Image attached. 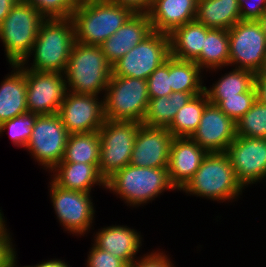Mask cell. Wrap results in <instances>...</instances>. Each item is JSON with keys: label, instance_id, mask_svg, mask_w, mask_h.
I'll return each instance as SVG.
<instances>
[{"label": "cell", "instance_id": "6da1fadb", "mask_svg": "<svg viewBox=\"0 0 266 267\" xmlns=\"http://www.w3.org/2000/svg\"><path fill=\"white\" fill-rule=\"evenodd\" d=\"M74 43L75 31L71 17L45 19L30 54L21 65L32 71L64 73ZM31 56L33 63L30 66L28 62Z\"/></svg>", "mask_w": 266, "mask_h": 267}, {"label": "cell", "instance_id": "7a4b0ae2", "mask_svg": "<svg viewBox=\"0 0 266 267\" xmlns=\"http://www.w3.org/2000/svg\"><path fill=\"white\" fill-rule=\"evenodd\" d=\"M134 14V12L106 0L78 2L72 14L75 41L100 46Z\"/></svg>", "mask_w": 266, "mask_h": 267}, {"label": "cell", "instance_id": "3957f363", "mask_svg": "<svg viewBox=\"0 0 266 267\" xmlns=\"http://www.w3.org/2000/svg\"><path fill=\"white\" fill-rule=\"evenodd\" d=\"M243 189L236 179L227 153L211 152L180 191L211 201L232 203L240 198Z\"/></svg>", "mask_w": 266, "mask_h": 267}, {"label": "cell", "instance_id": "277c9868", "mask_svg": "<svg viewBox=\"0 0 266 267\" xmlns=\"http://www.w3.org/2000/svg\"><path fill=\"white\" fill-rule=\"evenodd\" d=\"M105 189L131 207L143 206L164 191L176 190L170 182L167 168L137 167L132 164L109 177Z\"/></svg>", "mask_w": 266, "mask_h": 267}, {"label": "cell", "instance_id": "5b68a950", "mask_svg": "<svg viewBox=\"0 0 266 267\" xmlns=\"http://www.w3.org/2000/svg\"><path fill=\"white\" fill-rule=\"evenodd\" d=\"M112 65L100 46L75 41L64 76L69 92L99 96L105 94Z\"/></svg>", "mask_w": 266, "mask_h": 267}, {"label": "cell", "instance_id": "8992f818", "mask_svg": "<svg viewBox=\"0 0 266 267\" xmlns=\"http://www.w3.org/2000/svg\"><path fill=\"white\" fill-rule=\"evenodd\" d=\"M45 18L30 4L19 0L0 24V41L9 65L21 64L30 54Z\"/></svg>", "mask_w": 266, "mask_h": 267}, {"label": "cell", "instance_id": "52a82bcc", "mask_svg": "<svg viewBox=\"0 0 266 267\" xmlns=\"http://www.w3.org/2000/svg\"><path fill=\"white\" fill-rule=\"evenodd\" d=\"M102 97L105 119L142 123L150 100L147 80L111 75Z\"/></svg>", "mask_w": 266, "mask_h": 267}, {"label": "cell", "instance_id": "ba28073f", "mask_svg": "<svg viewBox=\"0 0 266 267\" xmlns=\"http://www.w3.org/2000/svg\"><path fill=\"white\" fill-rule=\"evenodd\" d=\"M140 122L105 119L99 129L100 160L98 170L107 180L116 171L130 164L131 153Z\"/></svg>", "mask_w": 266, "mask_h": 267}, {"label": "cell", "instance_id": "9c48e42d", "mask_svg": "<svg viewBox=\"0 0 266 267\" xmlns=\"http://www.w3.org/2000/svg\"><path fill=\"white\" fill-rule=\"evenodd\" d=\"M169 57V34L153 31L112 65V75L147 80Z\"/></svg>", "mask_w": 266, "mask_h": 267}, {"label": "cell", "instance_id": "30bf717a", "mask_svg": "<svg viewBox=\"0 0 266 267\" xmlns=\"http://www.w3.org/2000/svg\"><path fill=\"white\" fill-rule=\"evenodd\" d=\"M68 136L58 114L40 115L25 148L49 173L62 161Z\"/></svg>", "mask_w": 266, "mask_h": 267}, {"label": "cell", "instance_id": "8fae6325", "mask_svg": "<svg viewBox=\"0 0 266 267\" xmlns=\"http://www.w3.org/2000/svg\"><path fill=\"white\" fill-rule=\"evenodd\" d=\"M228 36L229 66L260 73L266 58V35L258 21H238L228 30Z\"/></svg>", "mask_w": 266, "mask_h": 267}, {"label": "cell", "instance_id": "7c38bea8", "mask_svg": "<svg viewBox=\"0 0 266 267\" xmlns=\"http://www.w3.org/2000/svg\"><path fill=\"white\" fill-rule=\"evenodd\" d=\"M49 182L50 198L58 222L67 233L86 235L94 223V203L90 193L59 187L52 179ZM87 232V233H86Z\"/></svg>", "mask_w": 266, "mask_h": 267}, {"label": "cell", "instance_id": "4fadbf2b", "mask_svg": "<svg viewBox=\"0 0 266 267\" xmlns=\"http://www.w3.org/2000/svg\"><path fill=\"white\" fill-rule=\"evenodd\" d=\"M17 65L25 73L28 112L38 116L57 114L68 92L64 73L32 71Z\"/></svg>", "mask_w": 266, "mask_h": 267}, {"label": "cell", "instance_id": "5bb4252c", "mask_svg": "<svg viewBox=\"0 0 266 267\" xmlns=\"http://www.w3.org/2000/svg\"><path fill=\"white\" fill-rule=\"evenodd\" d=\"M226 153L244 189L266 179V138L236 136Z\"/></svg>", "mask_w": 266, "mask_h": 267}, {"label": "cell", "instance_id": "9a60e30c", "mask_svg": "<svg viewBox=\"0 0 266 267\" xmlns=\"http://www.w3.org/2000/svg\"><path fill=\"white\" fill-rule=\"evenodd\" d=\"M67 92L58 115L69 134L96 132L105 122L104 99Z\"/></svg>", "mask_w": 266, "mask_h": 267}, {"label": "cell", "instance_id": "2e32d148", "mask_svg": "<svg viewBox=\"0 0 266 267\" xmlns=\"http://www.w3.org/2000/svg\"><path fill=\"white\" fill-rule=\"evenodd\" d=\"M173 139L167 128L141 123L135 137L130 164L137 167L168 168Z\"/></svg>", "mask_w": 266, "mask_h": 267}, {"label": "cell", "instance_id": "e0dca14e", "mask_svg": "<svg viewBox=\"0 0 266 267\" xmlns=\"http://www.w3.org/2000/svg\"><path fill=\"white\" fill-rule=\"evenodd\" d=\"M190 138L208 153L226 152L236 138V123L218 106L208 103Z\"/></svg>", "mask_w": 266, "mask_h": 267}, {"label": "cell", "instance_id": "ac0fdd59", "mask_svg": "<svg viewBox=\"0 0 266 267\" xmlns=\"http://www.w3.org/2000/svg\"><path fill=\"white\" fill-rule=\"evenodd\" d=\"M207 154L190 137H174L167 169L170 182L177 190L180 191L194 176Z\"/></svg>", "mask_w": 266, "mask_h": 267}, {"label": "cell", "instance_id": "d6986e66", "mask_svg": "<svg viewBox=\"0 0 266 267\" xmlns=\"http://www.w3.org/2000/svg\"><path fill=\"white\" fill-rule=\"evenodd\" d=\"M152 32L148 13H134L100 47L108 62L113 65Z\"/></svg>", "mask_w": 266, "mask_h": 267}, {"label": "cell", "instance_id": "ffe728a7", "mask_svg": "<svg viewBox=\"0 0 266 267\" xmlns=\"http://www.w3.org/2000/svg\"><path fill=\"white\" fill-rule=\"evenodd\" d=\"M93 244L108 251L119 259H122L128 266L136 260L137 253L142 246L141 232L124 225H112L98 229L94 234Z\"/></svg>", "mask_w": 266, "mask_h": 267}, {"label": "cell", "instance_id": "44dd1931", "mask_svg": "<svg viewBox=\"0 0 266 267\" xmlns=\"http://www.w3.org/2000/svg\"><path fill=\"white\" fill-rule=\"evenodd\" d=\"M198 0H154L149 19L153 31L170 34L175 28L194 21Z\"/></svg>", "mask_w": 266, "mask_h": 267}, {"label": "cell", "instance_id": "7402d4cb", "mask_svg": "<svg viewBox=\"0 0 266 267\" xmlns=\"http://www.w3.org/2000/svg\"><path fill=\"white\" fill-rule=\"evenodd\" d=\"M98 165L60 162L50 171L53 173L50 179L64 189L91 193V189L95 185L106 188V180L100 175Z\"/></svg>", "mask_w": 266, "mask_h": 267}, {"label": "cell", "instance_id": "603a6c76", "mask_svg": "<svg viewBox=\"0 0 266 267\" xmlns=\"http://www.w3.org/2000/svg\"><path fill=\"white\" fill-rule=\"evenodd\" d=\"M12 71L0 84V124L28 112L26 79L18 65H10Z\"/></svg>", "mask_w": 266, "mask_h": 267}, {"label": "cell", "instance_id": "cb8c5ba5", "mask_svg": "<svg viewBox=\"0 0 266 267\" xmlns=\"http://www.w3.org/2000/svg\"><path fill=\"white\" fill-rule=\"evenodd\" d=\"M211 28L196 20L175 28L170 34V56L195 61L202 52L205 36Z\"/></svg>", "mask_w": 266, "mask_h": 267}, {"label": "cell", "instance_id": "d4e9b609", "mask_svg": "<svg viewBox=\"0 0 266 267\" xmlns=\"http://www.w3.org/2000/svg\"><path fill=\"white\" fill-rule=\"evenodd\" d=\"M195 20L213 29L232 28L241 21L238 0H198Z\"/></svg>", "mask_w": 266, "mask_h": 267}, {"label": "cell", "instance_id": "484cf974", "mask_svg": "<svg viewBox=\"0 0 266 267\" xmlns=\"http://www.w3.org/2000/svg\"><path fill=\"white\" fill-rule=\"evenodd\" d=\"M229 56L228 30L211 28L205 36L202 52L194 62L202 71H222L223 67L229 66Z\"/></svg>", "mask_w": 266, "mask_h": 267}, {"label": "cell", "instance_id": "4316f807", "mask_svg": "<svg viewBox=\"0 0 266 267\" xmlns=\"http://www.w3.org/2000/svg\"><path fill=\"white\" fill-rule=\"evenodd\" d=\"M228 73H224L204 91L207 94L209 103L218 105L226 97L238 96V93L248 92L255 82V73L251 70L231 68Z\"/></svg>", "mask_w": 266, "mask_h": 267}, {"label": "cell", "instance_id": "83f0119b", "mask_svg": "<svg viewBox=\"0 0 266 267\" xmlns=\"http://www.w3.org/2000/svg\"><path fill=\"white\" fill-rule=\"evenodd\" d=\"M192 93L172 92L169 96L150 98L143 124L168 128L177 111L193 97Z\"/></svg>", "mask_w": 266, "mask_h": 267}, {"label": "cell", "instance_id": "f1b7e54d", "mask_svg": "<svg viewBox=\"0 0 266 267\" xmlns=\"http://www.w3.org/2000/svg\"><path fill=\"white\" fill-rule=\"evenodd\" d=\"M99 131L69 134L61 162L99 164Z\"/></svg>", "mask_w": 266, "mask_h": 267}, {"label": "cell", "instance_id": "f546056e", "mask_svg": "<svg viewBox=\"0 0 266 267\" xmlns=\"http://www.w3.org/2000/svg\"><path fill=\"white\" fill-rule=\"evenodd\" d=\"M201 72L203 71L194 61L179 60L170 56L172 92L192 93L194 96L204 92L205 85Z\"/></svg>", "mask_w": 266, "mask_h": 267}, {"label": "cell", "instance_id": "4dcf8cb0", "mask_svg": "<svg viewBox=\"0 0 266 267\" xmlns=\"http://www.w3.org/2000/svg\"><path fill=\"white\" fill-rule=\"evenodd\" d=\"M209 103L206 92L193 96L180 108L167 128L173 137H191L199 126L205 106Z\"/></svg>", "mask_w": 266, "mask_h": 267}, {"label": "cell", "instance_id": "1f68e13d", "mask_svg": "<svg viewBox=\"0 0 266 267\" xmlns=\"http://www.w3.org/2000/svg\"><path fill=\"white\" fill-rule=\"evenodd\" d=\"M236 123V136L266 138V104L256 100Z\"/></svg>", "mask_w": 266, "mask_h": 267}, {"label": "cell", "instance_id": "d6a6232c", "mask_svg": "<svg viewBox=\"0 0 266 267\" xmlns=\"http://www.w3.org/2000/svg\"><path fill=\"white\" fill-rule=\"evenodd\" d=\"M38 115L25 113L0 124V134L9 130V137L14 146L25 148L32 133L35 120Z\"/></svg>", "mask_w": 266, "mask_h": 267}, {"label": "cell", "instance_id": "836d02e7", "mask_svg": "<svg viewBox=\"0 0 266 267\" xmlns=\"http://www.w3.org/2000/svg\"><path fill=\"white\" fill-rule=\"evenodd\" d=\"M32 5L45 19L70 18L77 0H22Z\"/></svg>", "mask_w": 266, "mask_h": 267}, {"label": "cell", "instance_id": "e575fe53", "mask_svg": "<svg viewBox=\"0 0 266 267\" xmlns=\"http://www.w3.org/2000/svg\"><path fill=\"white\" fill-rule=\"evenodd\" d=\"M256 100V89L253 86L248 92L238 93V96L226 97L217 106L236 122L252 107Z\"/></svg>", "mask_w": 266, "mask_h": 267}, {"label": "cell", "instance_id": "d590c367", "mask_svg": "<svg viewBox=\"0 0 266 267\" xmlns=\"http://www.w3.org/2000/svg\"><path fill=\"white\" fill-rule=\"evenodd\" d=\"M149 98L169 96L172 93L170 82V57L147 78Z\"/></svg>", "mask_w": 266, "mask_h": 267}, {"label": "cell", "instance_id": "8d00e7d4", "mask_svg": "<svg viewBox=\"0 0 266 267\" xmlns=\"http://www.w3.org/2000/svg\"><path fill=\"white\" fill-rule=\"evenodd\" d=\"M87 257L86 267H128L122 259L106 250L97 248L94 244Z\"/></svg>", "mask_w": 266, "mask_h": 267}, {"label": "cell", "instance_id": "74e56055", "mask_svg": "<svg viewBox=\"0 0 266 267\" xmlns=\"http://www.w3.org/2000/svg\"><path fill=\"white\" fill-rule=\"evenodd\" d=\"M128 267H175L165 251H152L138 257Z\"/></svg>", "mask_w": 266, "mask_h": 267}, {"label": "cell", "instance_id": "f35d334b", "mask_svg": "<svg viewBox=\"0 0 266 267\" xmlns=\"http://www.w3.org/2000/svg\"><path fill=\"white\" fill-rule=\"evenodd\" d=\"M5 222L0 225V267H9L11 259L17 254Z\"/></svg>", "mask_w": 266, "mask_h": 267}, {"label": "cell", "instance_id": "ab89813d", "mask_svg": "<svg viewBox=\"0 0 266 267\" xmlns=\"http://www.w3.org/2000/svg\"><path fill=\"white\" fill-rule=\"evenodd\" d=\"M241 20H258L266 11V0H238Z\"/></svg>", "mask_w": 266, "mask_h": 267}, {"label": "cell", "instance_id": "60d3db41", "mask_svg": "<svg viewBox=\"0 0 266 267\" xmlns=\"http://www.w3.org/2000/svg\"><path fill=\"white\" fill-rule=\"evenodd\" d=\"M131 9L134 13H148L154 0H106Z\"/></svg>", "mask_w": 266, "mask_h": 267}, {"label": "cell", "instance_id": "b9f144b4", "mask_svg": "<svg viewBox=\"0 0 266 267\" xmlns=\"http://www.w3.org/2000/svg\"><path fill=\"white\" fill-rule=\"evenodd\" d=\"M254 86L257 100L266 104V78L261 73L255 74Z\"/></svg>", "mask_w": 266, "mask_h": 267}, {"label": "cell", "instance_id": "7bdbcfd3", "mask_svg": "<svg viewBox=\"0 0 266 267\" xmlns=\"http://www.w3.org/2000/svg\"><path fill=\"white\" fill-rule=\"evenodd\" d=\"M19 0H0V24Z\"/></svg>", "mask_w": 266, "mask_h": 267}, {"label": "cell", "instance_id": "ee69618b", "mask_svg": "<svg viewBox=\"0 0 266 267\" xmlns=\"http://www.w3.org/2000/svg\"><path fill=\"white\" fill-rule=\"evenodd\" d=\"M32 267H70V265L61 259H51L44 262H39V264L33 265Z\"/></svg>", "mask_w": 266, "mask_h": 267}, {"label": "cell", "instance_id": "f6af8a7d", "mask_svg": "<svg viewBox=\"0 0 266 267\" xmlns=\"http://www.w3.org/2000/svg\"><path fill=\"white\" fill-rule=\"evenodd\" d=\"M257 21L266 35V11L260 16V18Z\"/></svg>", "mask_w": 266, "mask_h": 267}, {"label": "cell", "instance_id": "bcb514c9", "mask_svg": "<svg viewBox=\"0 0 266 267\" xmlns=\"http://www.w3.org/2000/svg\"><path fill=\"white\" fill-rule=\"evenodd\" d=\"M17 255H18V254H16V255L11 259L9 267H18V266H17V264H18V263H17ZM20 267H32V266L28 265V266H20Z\"/></svg>", "mask_w": 266, "mask_h": 267}, {"label": "cell", "instance_id": "7dc6e473", "mask_svg": "<svg viewBox=\"0 0 266 267\" xmlns=\"http://www.w3.org/2000/svg\"><path fill=\"white\" fill-rule=\"evenodd\" d=\"M260 73L266 78V65H264V68Z\"/></svg>", "mask_w": 266, "mask_h": 267}]
</instances>
